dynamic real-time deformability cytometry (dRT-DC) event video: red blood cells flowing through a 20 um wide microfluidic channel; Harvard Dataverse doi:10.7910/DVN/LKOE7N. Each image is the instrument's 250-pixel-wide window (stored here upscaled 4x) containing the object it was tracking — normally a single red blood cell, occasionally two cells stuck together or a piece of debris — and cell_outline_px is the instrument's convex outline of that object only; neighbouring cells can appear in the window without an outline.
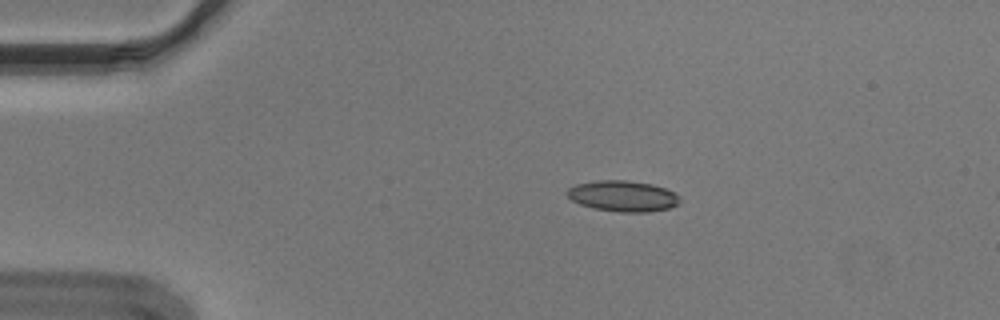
{"species": "Egyptian fruit bat (a non-hibernating species)", "species_latin": "Rousettus aegyptiacus", "temperature_condition": "cold", "stored_images_in_passage": 16, "camera_frame_rate_fps": 3000, "um_per_image_px": 0.085, "animal": {"sex": "male"}, "frame": {"image": 1, "passage_image": 10, "time_ms": 3.0, "image_size_px": [1000, 320], "cell_outline_px": [[680, 204], [668, 208], [648, 212], [620, 212], [592, 208], [580, 204], [572, 200], [564, 192], [568, 188], [576, 184], [596, 180], [628, 180], [652, 184], [676, 192], [680, 196]], "centroid_in_image_um": [52.95, 16.66], "position_along_channel_um": 32.0, "area_um2": 20.52}}